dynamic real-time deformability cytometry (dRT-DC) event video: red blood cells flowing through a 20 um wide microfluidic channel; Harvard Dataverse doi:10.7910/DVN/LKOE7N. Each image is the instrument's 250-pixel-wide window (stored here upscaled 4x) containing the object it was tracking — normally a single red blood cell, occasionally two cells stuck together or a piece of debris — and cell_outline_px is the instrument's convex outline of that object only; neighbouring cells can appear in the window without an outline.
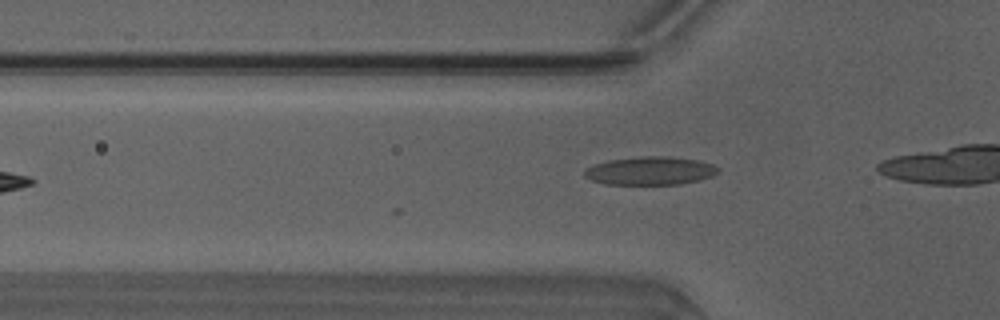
{"species": "Egyptian fruit bat (a non-hibernating species)", "species_latin": "Rousettus aegyptiacus", "temperature_condition": "warm", "stored_images_in_passage": 2, "camera_frame_rate_fps": 3000, "um_per_image_px": 0.085, "animal": {"sex": "male"}, "frame": {"image": 1, "passage_image": 2, "time_ms": 0.333, "image_size_px": [1000, 320], "cell_outline_px": [[720, 172], [712, 176], [680, 184], [604, 184], [592, 180], [584, 176], [584, 172], [588, 168], [596, 164], [608, 160], [640, 156], [668, 156], [696, 160], [712, 164], [720, 168]], "centroid_in_image_um": [55.28, 14.51], "position_along_channel_um": 70.5, "area_um2": 21.85}}